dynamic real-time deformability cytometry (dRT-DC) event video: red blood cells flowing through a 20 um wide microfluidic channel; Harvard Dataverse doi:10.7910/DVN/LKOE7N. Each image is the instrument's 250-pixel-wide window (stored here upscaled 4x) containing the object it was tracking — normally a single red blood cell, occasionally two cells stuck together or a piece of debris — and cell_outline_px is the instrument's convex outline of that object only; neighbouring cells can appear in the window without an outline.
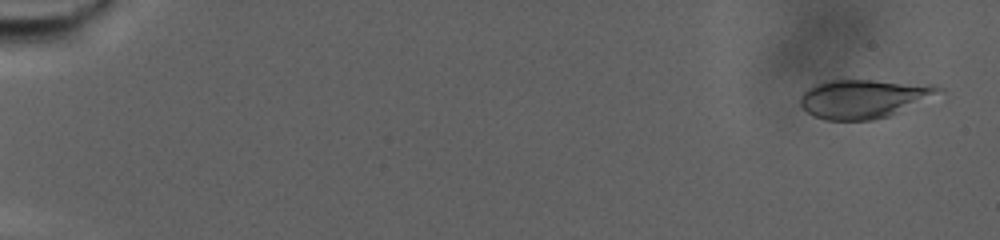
{"species": "human", "species_latin": "Homo sapiens", "temperature_condition": "warm", "stored_images_in_passage": 35, "camera_frame_rate_fps": 3000, "um_per_image_px": 0.085, "donor": {"sex": "male"}, "frame": {"image": 1, "passage_image": 1, "time_ms": 0.0, "image_size_px": [1000, 240], "cell_outline_px": [[944, 92], [888, 116], [872, 120], [824, 120], [812, 116], [800, 104], [800, 96], [808, 88], [816, 84], [832, 80], [872, 80], [936, 84], [944, 88]], "centroid_in_image_um": [73.45, 8.38], "position_along_channel_um": 11.6, "area_um2": 31.33}}
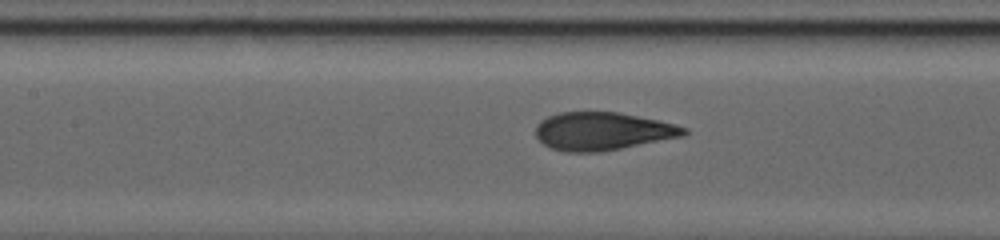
{"frame": {"image": 2, "passage_image": 20, "time_ms": 6.333, "image_size_px": [1000, 240], "cell_outline_px": [[688, 132], [684, 136], [600, 152], [564, 152], [552, 148], [544, 144], [536, 136], [536, 124], [540, 120], [548, 116], [560, 112], [620, 112], [676, 124], [688, 128]], "centroid_in_image_um": [51.22, 11.15], "position_along_channel_um": 156.2, "area_um2": 32.89}}
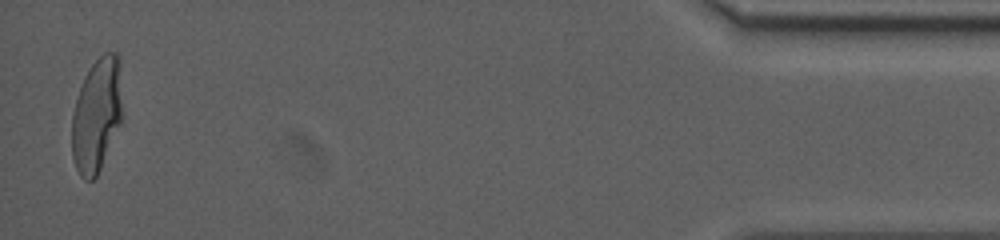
{"frame": {"image": 3, "passage_image": 35, "time_ms": 11.333, "image_size_px": [1000, 240], "cell_outline_px": [[120, 124], [100, 168], [96, 176], [92, 180], [84, 180], [80, 176], [76, 168], [72, 156], [72, 116], [76, 100], [84, 76], [92, 64], [104, 52], [116, 52], [120, 56]], "centroid_in_image_um": [8.2, 9.76], "position_along_channel_um": 427.0, "area_um2": 33.06}, "authors_computed_cell_mechanics": {"area_um2": 33.0038, "velocity_mm_per_s": 4.5468, "shape_relaxation_time_tau1_ms": null, "shape_relaxation_time_tau2_ms": 0.6195, "deformation_change_tau1": null, "deformation_change_tau2": 0.0577}}